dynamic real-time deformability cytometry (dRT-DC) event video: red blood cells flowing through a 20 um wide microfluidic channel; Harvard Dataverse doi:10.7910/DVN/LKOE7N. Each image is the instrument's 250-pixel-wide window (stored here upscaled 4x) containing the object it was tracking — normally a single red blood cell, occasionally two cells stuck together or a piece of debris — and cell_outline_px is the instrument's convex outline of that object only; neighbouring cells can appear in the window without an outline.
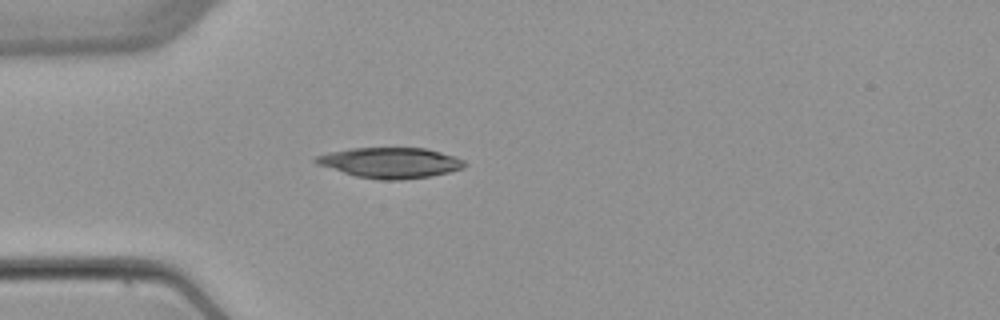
{"species": "common noctule bat (a hibernating species)", "species_latin": "Nyctalus noctula", "temperature_condition": "warm", "stored_images_in_passage": 1, "camera_frame_rate_fps": 3000, "um_per_image_px": 0.085, "animal": {"sex": "female", "body_mass_g": 22.7, "forearm_length_mm": 54.2}, "frame": {"image": 1, "passage_image": 1, "time_ms": 0.0, "image_size_px": [1000, 320], "cell_outline_px": [[468, 164], [464, 168], [448, 172], [428, 176], [400, 180], [380, 180], [356, 176], [316, 164], [312, 160], [316, 156], [332, 152], [352, 148], [424, 148], [456, 156], [464, 160]], "centroid_in_image_um": [33.2, 13.83], "position_along_channel_um": 51.8, "area_um2": 26.3}}